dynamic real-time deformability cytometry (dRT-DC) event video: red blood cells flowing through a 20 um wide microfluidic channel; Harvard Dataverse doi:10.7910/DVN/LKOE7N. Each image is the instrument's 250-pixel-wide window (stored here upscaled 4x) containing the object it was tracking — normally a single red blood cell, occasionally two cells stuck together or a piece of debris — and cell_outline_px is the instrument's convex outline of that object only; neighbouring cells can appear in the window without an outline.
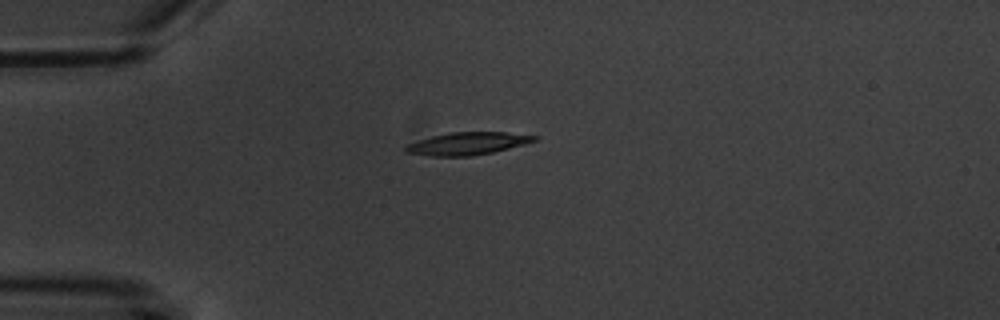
{"species": "common noctule bat (a hibernating species)", "species_latin": "Nyctalus noctula", "temperature_condition": "warm", "stored_images_in_passage": 8, "camera_frame_rate_fps": 3000, "um_per_image_px": 0.085, "animal": {"sex": "male", "body_mass_g": 20.1, "forearm_length_mm": 53.5}, "frame": {"image": 1, "passage_image": 2, "time_ms": 1.333, "image_size_px": [1000, 320], "cell_outline_px": [[540, 136], [536, 140], [524, 144], [492, 152], [472, 156], [432, 156], [404, 152], [404, 144], [416, 140], [448, 132], [508, 132]], "centroid_in_image_um": [39.69, 12.19], "position_along_channel_um": 45.3, "area_um2": 17.05}}
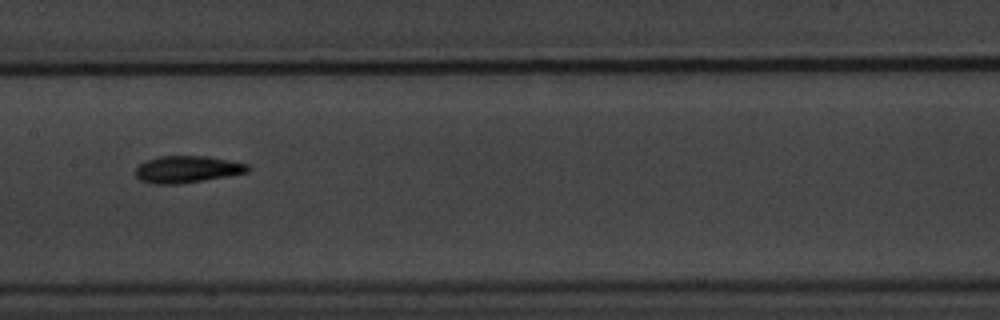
{"frame": {"image": 2, "passage_image": 6, "time_ms": 6.0, "image_size_px": [1000, 320], "cell_outline_px": [[252, 168], [248, 172], [228, 176], [180, 184], [152, 184], [140, 180], [136, 176], [136, 168], [140, 164], [148, 160], [160, 156], [208, 156], [248, 164]], "centroid_in_image_um": [15.93, 14.4], "position_along_channel_um": 191.5, "area_um2": 17.63}}
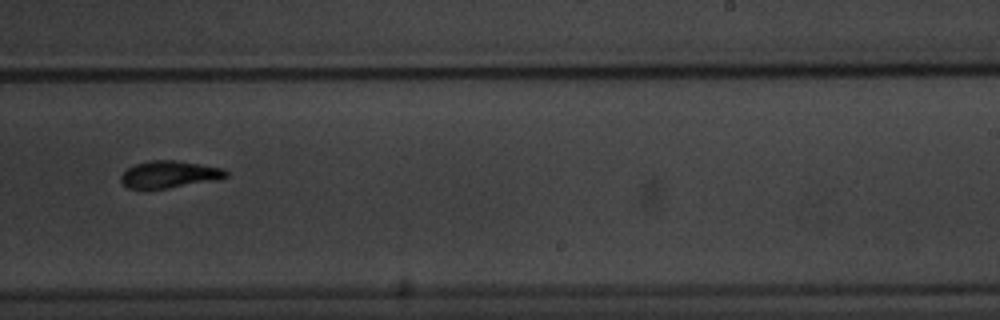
{"frame": {"image": 3, "passage_image": 8, "time_ms": 8.333, "image_size_px": [1000, 320], "cell_outline_px": [[228, 176], [212, 180], [168, 188], [128, 188], [120, 180], [120, 176], [128, 168], [136, 164], [148, 160], [176, 160], [224, 168], [228, 172]], "centroid_in_image_um": [14.38, 14.8], "position_along_channel_um": 274.6, "area_um2": 16.3}}